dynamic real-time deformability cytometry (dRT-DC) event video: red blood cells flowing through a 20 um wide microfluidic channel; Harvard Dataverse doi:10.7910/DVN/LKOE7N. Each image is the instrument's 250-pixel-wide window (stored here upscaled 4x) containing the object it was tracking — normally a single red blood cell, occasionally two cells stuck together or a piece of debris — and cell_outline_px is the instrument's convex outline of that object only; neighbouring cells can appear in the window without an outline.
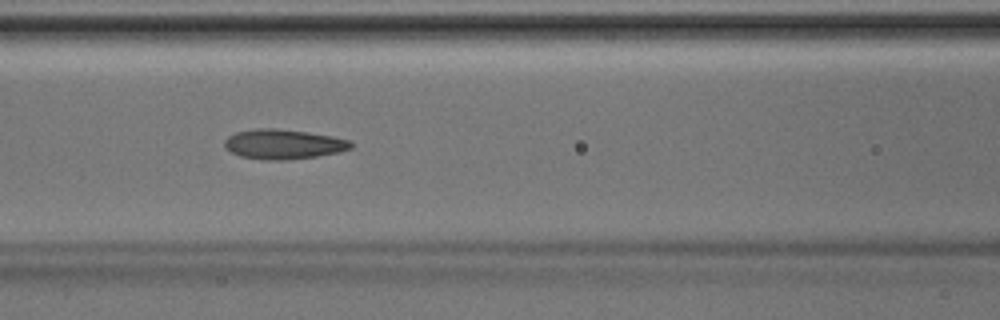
{"species": "Egyptian fruit bat (a non-hibernating species)", "species_latin": "Rousettus aegyptiacus", "temperature_condition": "room temperature", "stored_images_in_passage": 45, "camera_frame_rate_fps": 3000, "um_per_image_px": 0.085, "animal": {"sex": "male"}, "frame": {"image": 1, "passage_image": 18, "time_ms": 5.667, "image_size_px": [1000, 320], "cell_outline_px": [[352, 148], [340, 152], [316, 156], [288, 160], [268, 160], [240, 156], [224, 148], [224, 140], [228, 136], [236, 132], [256, 128], [276, 128], [308, 132], [332, 136], [348, 140], [352, 144]], "centroid_in_image_um": [24.07, 12.25], "position_along_channel_um": 142.5, "area_um2": 21.96}}
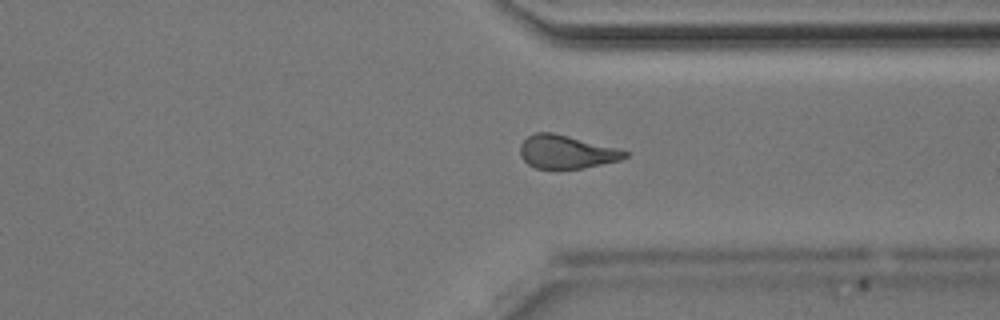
{"frame": {"image": 2, "passage_image": 33, "time_ms": 10.667, "image_size_px": [1000, 320], "cell_outline_px": [[628, 156], [620, 160], [584, 168], [536, 168], [528, 164], [520, 156], [520, 144], [528, 136], [536, 132], [552, 132], [616, 148], [628, 152]], "centroid_in_image_um": [48.12, 12.91], "position_along_channel_um": 363.3, "area_um2": 20.06}}
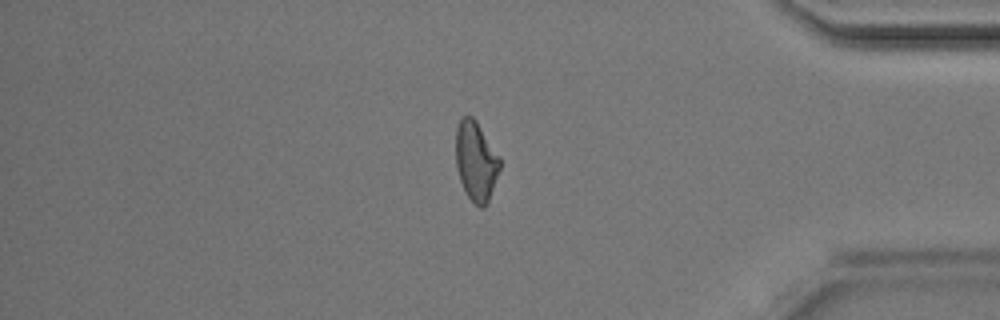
{"frame": {"image": 3, "passage_image": 37, "time_ms": 12.0, "image_size_px": [1000, 320], "cell_outline_px": [[500, 168], [488, 204], [484, 208], [480, 208], [468, 196], [460, 180], [456, 164], [456, 128], [460, 120], [464, 116], [472, 116], [476, 120], [500, 156]], "centroid_in_image_um": [40.47, 13.7], "position_along_channel_um": 394.7, "area_um2": 20.4}}